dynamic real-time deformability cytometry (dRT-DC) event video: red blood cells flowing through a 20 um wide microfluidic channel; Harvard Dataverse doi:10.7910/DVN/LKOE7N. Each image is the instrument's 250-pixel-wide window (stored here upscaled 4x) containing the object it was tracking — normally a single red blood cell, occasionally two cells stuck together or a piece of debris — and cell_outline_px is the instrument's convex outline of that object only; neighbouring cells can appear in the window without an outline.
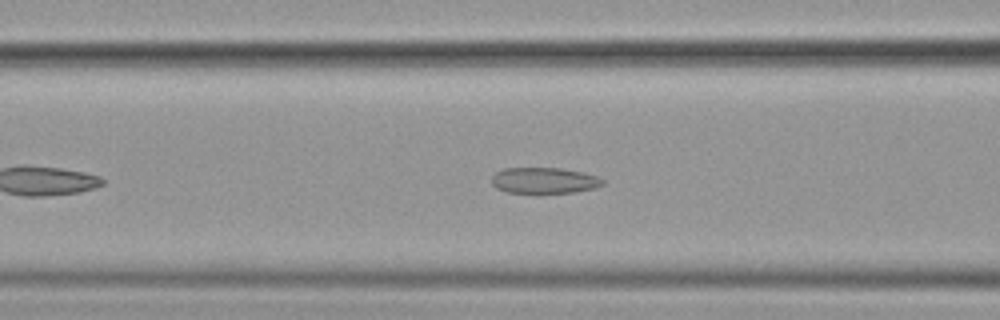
{"species": "common noctule bat (a hibernating species)", "species_latin": "Nyctalus noctula", "temperature_condition": "cold", "stored_images_in_passage": 46, "camera_frame_rate_fps": 3000, "um_per_image_px": 0.085, "animal": {"sex": "female", "body_mass_g": 19.9}, "frame": {"image": 1, "passage_image": 12, "time_ms": 3.667, "image_size_px": [1000, 320], "cell_outline_px": [[604, 184], [596, 188], [572, 192], [540, 196], [508, 192], [496, 188], [492, 184], [492, 176], [496, 172], [504, 168], [560, 168], [584, 172], [596, 176], [604, 180]], "centroid_in_image_um": [46.25, 15.38], "position_along_channel_um": 120.4, "area_um2": 17.57}}
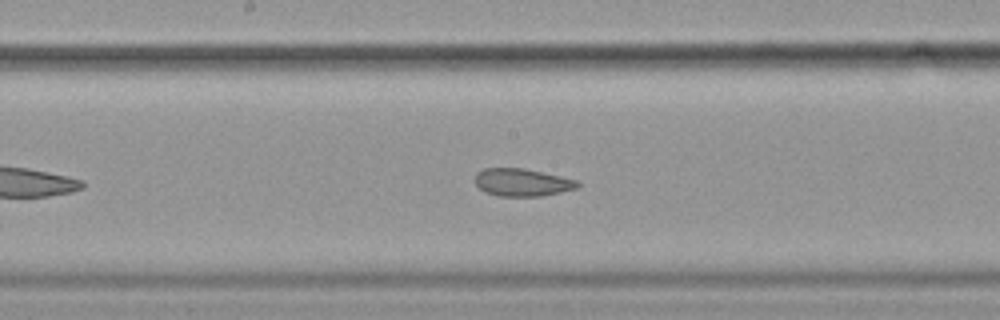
{"frame": {"image": 2, "passage_image": 19, "time_ms": 6.0, "image_size_px": [1000, 320], "cell_outline_px": [[580, 184], [576, 188], [560, 192], [540, 196], [496, 196], [484, 192], [476, 184], [476, 172], [484, 168], [524, 168], [560, 176], [576, 180]], "centroid_in_image_um": [44.35, 15.5], "position_along_channel_um": 203.9, "area_um2": 16.42}}
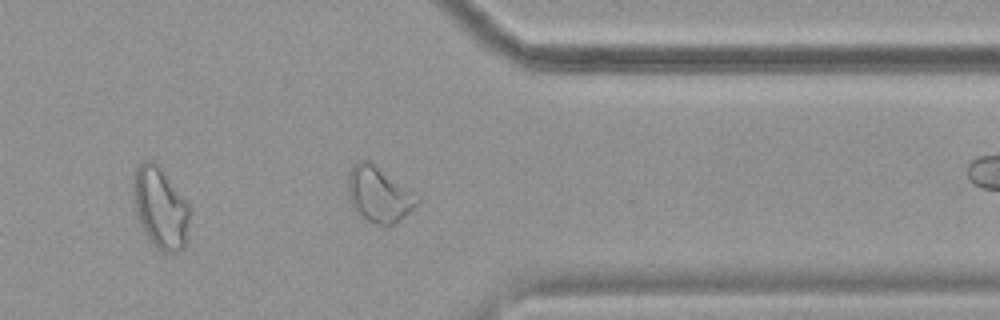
{"frame": {"image": 3, "passage_image": 34, "time_ms": 11.0, "image_size_px": [1000, 320], "cell_outline_px": [[420, 200], [396, 224], [376, 224], [364, 220], [352, 208], [348, 196], [348, 172], [360, 160], [368, 160], [420, 196]], "centroid_in_image_um": [32.18, 16.54], "position_along_channel_um": 379.2, "area_um2": 22.25}, "authors_computed_cell_mechanics": {"area_um2": 18.5827, "velocity_mm_per_s": 3.5826, "shape_relaxation_time_tau1_ms": 8.0502, "shape_relaxation_time_tau2_ms": 1.8723, "deformation_change_tau1": 0.1488, "deformation_change_tau2": 0.0811}}